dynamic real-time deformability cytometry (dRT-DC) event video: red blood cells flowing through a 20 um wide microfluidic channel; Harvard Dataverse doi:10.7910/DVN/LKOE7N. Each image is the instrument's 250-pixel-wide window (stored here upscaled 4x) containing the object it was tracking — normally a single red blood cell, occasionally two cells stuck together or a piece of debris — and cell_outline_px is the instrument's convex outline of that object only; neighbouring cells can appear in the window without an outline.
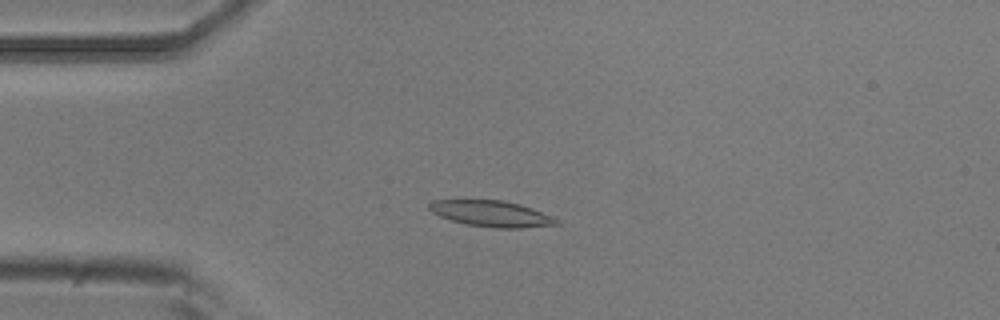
{"species": "common noctule bat (a hibernating species)", "species_latin": "Nyctalus noctula", "temperature_condition": "room temperature", "stored_images_in_passage": 5, "camera_frame_rate_fps": 3000, "um_per_image_px": 0.085, "animal": {"sex": "male", "body_mass_g": 20.5, "forearm_length_mm": 52.5}, "frame": {"image": 1, "passage_image": 3, "time_ms": 0.667, "image_size_px": [1000, 320], "cell_outline_px": [[560, 224], [520, 228], [496, 228], [464, 224], [440, 216], [432, 212], [428, 208], [428, 204], [432, 200], [504, 200], [520, 204], [556, 216], [560, 220]], "centroid_in_image_um": [41.82, 18.16], "position_along_channel_um": 43.2, "area_um2": 19.54}}
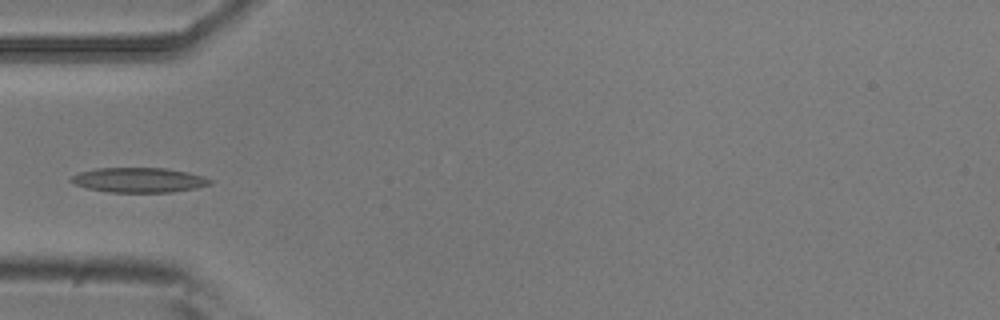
{"frame": {"image": 2, "passage_image": 4, "time_ms": 1.0, "image_size_px": [1000, 320], "cell_outline_px": [[212, 184], [196, 188], [172, 192], [108, 192], [88, 188], [72, 184], [68, 180], [72, 176], [80, 172], [96, 168], [168, 168], [188, 172], [204, 176], [212, 180]], "centroid_in_image_um": [11.81, 15.3], "position_along_channel_um": 73.2, "area_um2": 20.23}}
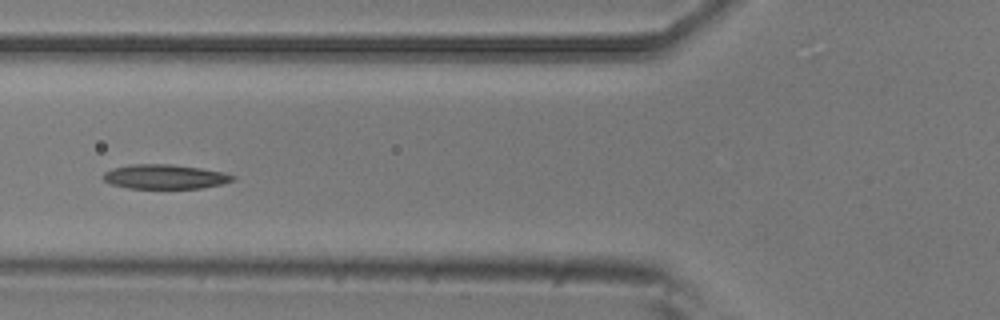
{"frame": {"image": 3, "passage_image": 5, "time_ms": 1.333, "image_size_px": [1000, 320], "cell_outline_px": [[236, 180], [220, 184], [200, 188], [128, 188], [112, 184], [104, 180], [100, 176], [104, 172], [112, 168], [128, 164], [172, 164], [200, 168], [224, 172], [236, 176]], "centroid_in_image_um": [14.0, 15.01], "position_along_channel_um": 111.8, "area_um2": 18.55}}